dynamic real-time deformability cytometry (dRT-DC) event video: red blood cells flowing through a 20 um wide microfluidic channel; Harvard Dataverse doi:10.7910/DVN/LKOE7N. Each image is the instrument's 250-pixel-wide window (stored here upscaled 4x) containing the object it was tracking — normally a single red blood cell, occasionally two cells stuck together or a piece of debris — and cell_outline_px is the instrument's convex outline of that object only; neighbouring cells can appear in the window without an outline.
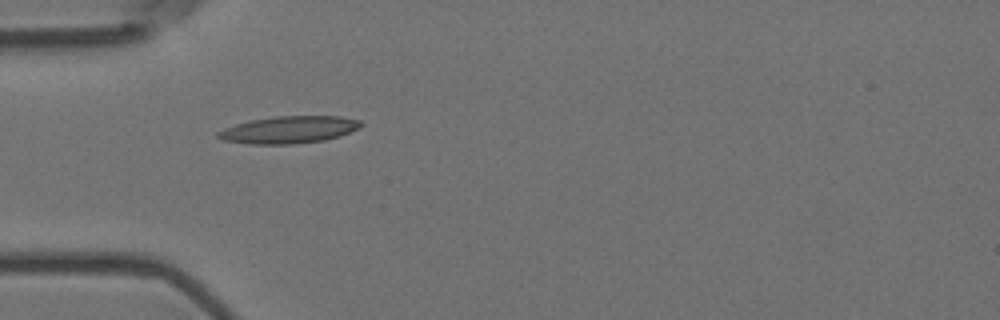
{"species": "Egyptian fruit bat (a non-hibernating species)", "species_latin": "Rousettus aegyptiacus", "temperature_condition": "room temperature", "stored_images_in_passage": 4, "camera_frame_rate_fps": 3000, "um_per_image_px": 0.085, "animal": {"sex": "female"}, "frame": {"image": 1, "passage_image": 1, "time_ms": 0.0, "image_size_px": [1000, 320], "cell_outline_px": [[364, 124], [360, 128], [340, 136], [324, 140], [292, 144], [248, 144], [224, 140], [216, 136], [216, 132], [224, 128], [236, 124], [252, 120], [276, 116], [340, 116], [360, 120]], "centroid_in_image_um": [24.58, 11.02], "position_along_channel_um": 60.4, "area_um2": 22.66}}
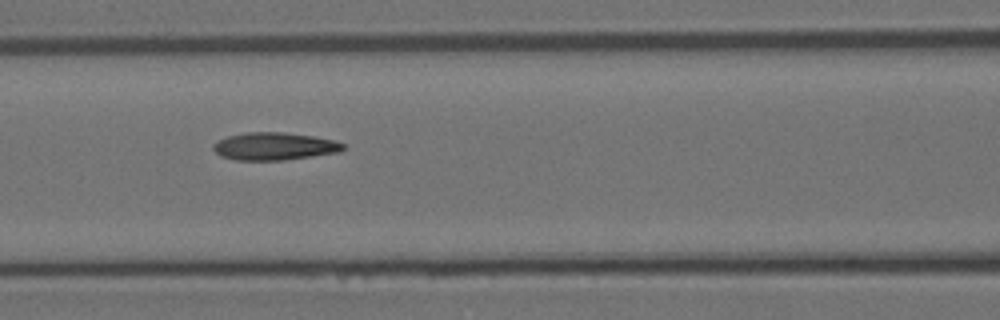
{"frame": {"image": 2, "passage_image": 3, "time_ms": 0.667, "image_size_px": [1000, 320], "cell_outline_px": [[348, 148], [340, 152], [284, 160], [236, 160], [220, 156], [212, 148], [212, 144], [228, 136], [244, 132], [284, 132], [312, 136], [332, 140], [344, 144]], "centroid_in_image_um": [23.32, 12.43], "position_along_channel_um": 143.3, "area_um2": 20.92}}
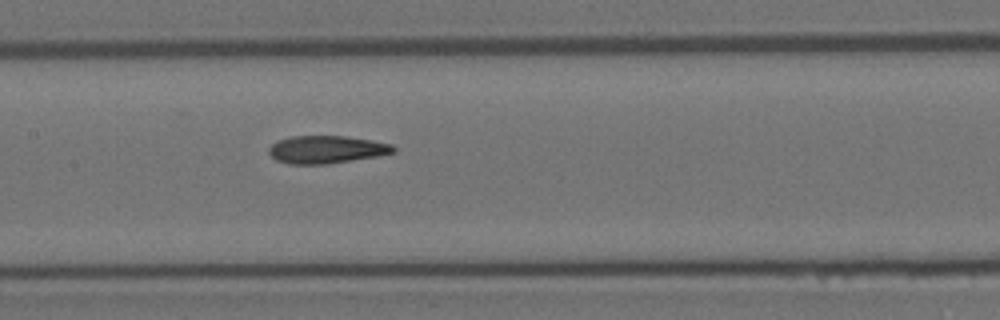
{"frame": {"image": 3, "passage_image": 4, "time_ms": 1.0, "image_size_px": [1000, 320], "cell_outline_px": [[396, 152], [376, 156], [328, 164], [288, 164], [276, 160], [268, 152], [268, 148], [276, 140], [292, 136], [344, 136], [372, 140], [392, 144], [396, 148]], "centroid_in_image_um": [27.73, 12.7], "position_along_channel_um": 179.7, "area_um2": 20.17}}